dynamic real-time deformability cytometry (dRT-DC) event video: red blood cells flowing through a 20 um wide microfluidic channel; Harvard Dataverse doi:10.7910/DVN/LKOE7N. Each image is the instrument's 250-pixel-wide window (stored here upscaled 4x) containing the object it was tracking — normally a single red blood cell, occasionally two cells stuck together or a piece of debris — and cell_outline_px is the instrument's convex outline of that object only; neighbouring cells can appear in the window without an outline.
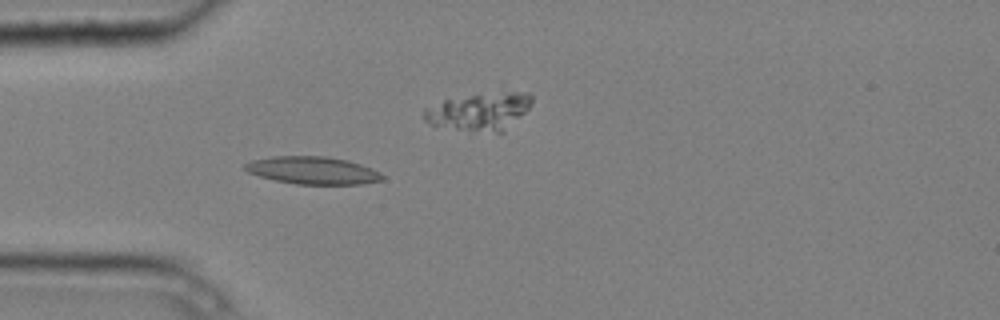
{"species": "common noctule bat (a hibernating species)", "species_latin": "Nyctalus noctula", "temperature_condition": "cold", "stored_images_in_passage": 7, "camera_frame_rate_fps": 3000, "um_per_image_px": 0.085, "animal": {"sex": "male", "body_mass_g": 20.4}, "frame": {"image": 1, "passage_image": 5, "time_ms": 1.333, "image_size_px": [1000, 320], "cell_outline_px": [[384, 180], [360, 184], [296, 184], [276, 180], [260, 176], [248, 172], [244, 168], [244, 164], [252, 160], [272, 156], [324, 156], [348, 160], [372, 168], [380, 172], [384, 176]], "centroid_in_image_um": [26.6, 14.48], "position_along_channel_um": 58.4, "area_um2": 22.02}}